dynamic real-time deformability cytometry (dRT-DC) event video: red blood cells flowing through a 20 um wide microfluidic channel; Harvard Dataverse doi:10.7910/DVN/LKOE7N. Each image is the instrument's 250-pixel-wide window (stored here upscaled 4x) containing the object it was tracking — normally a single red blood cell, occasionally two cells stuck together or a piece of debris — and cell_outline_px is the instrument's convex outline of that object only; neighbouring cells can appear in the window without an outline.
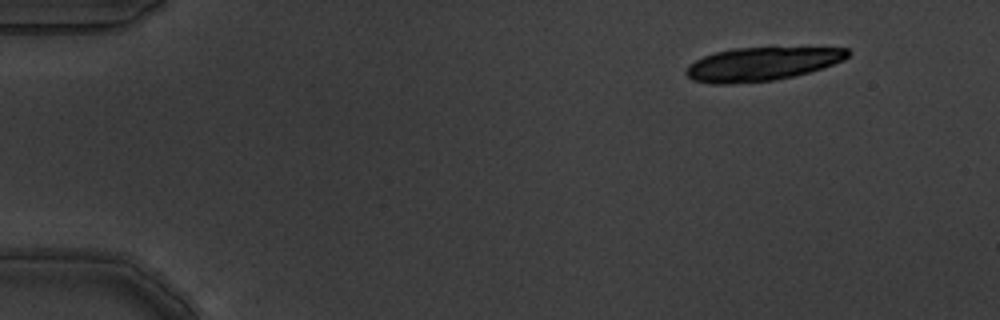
{"species": "common noctule bat (a hibernating species)", "species_latin": "Nyctalus noctula", "temperature_condition": "warm", "stored_images_in_passage": 6, "segment_of_instrument_passage": [1, 2], "camera_frame_rate_fps": 3000, "um_per_image_px": 0.085, "animal": {"sex": "male", "body_mass_g": 19.5, "forearm_length_mm": 54.6}, "frame": {"image": 1, "passage_image": 2, "time_ms": 0.333, "image_size_px": [1000, 320], "cell_outline_px": [[852, 52], [844, 60], [808, 72], [792, 76], [772, 80], [732, 84], [712, 84], [692, 80], [684, 72], [688, 64], [704, 56], [716, 52], [732, 48], [848, 48]], "centroid_in_image_um": [64.7, 5.44], "position_along_channel_um": 20.3, "area_um2": 31.27}}